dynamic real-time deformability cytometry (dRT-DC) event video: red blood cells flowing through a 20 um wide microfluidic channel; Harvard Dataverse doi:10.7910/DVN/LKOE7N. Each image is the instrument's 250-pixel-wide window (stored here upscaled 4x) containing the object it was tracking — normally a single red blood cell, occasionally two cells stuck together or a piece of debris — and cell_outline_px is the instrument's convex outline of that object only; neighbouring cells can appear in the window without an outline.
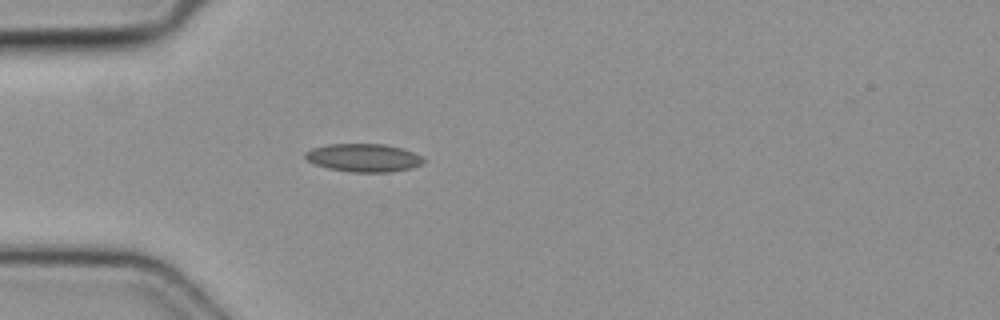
{"species": "common noctule bat (a hibernating species)", "species_latin": "Nyctalus noctula", "temperature_condition": "cold", "stored_images_in_passage": 3, "camera_frame_rate_fps": 3000, "um_per_image_px": 0.085, "animal": {"sex": "female", "body_mass_g": 19.3, "forearm_length_mm": 54.1}, "frame": {"image": 1, "passage_image": 3, "time_ms": 0.667, "image_size_px": [1000, 320], "cell_outline_px": [[428, 160], [424, 164], [412, 168], [388, 172], [352, 172], [328, 168], [316, 164], [308, 160], [304, 156], [304, 152], [312, 148], [328, 144], [384, 144], [400, 148], [412, 152]], "centroid_in_image_um": [30.93, 13.41], "position_along_channel_um": 54.1, "area_um2": 19.36}}